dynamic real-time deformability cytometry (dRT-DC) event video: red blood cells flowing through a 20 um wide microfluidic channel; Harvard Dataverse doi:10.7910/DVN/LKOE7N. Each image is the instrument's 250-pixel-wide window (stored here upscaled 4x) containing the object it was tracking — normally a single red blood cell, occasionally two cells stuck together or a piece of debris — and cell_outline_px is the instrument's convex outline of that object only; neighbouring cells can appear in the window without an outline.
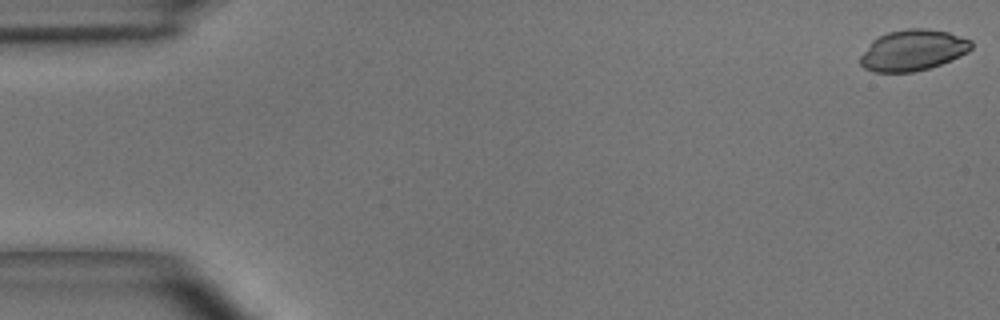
{"species": "common noctule bat (a hibernating species)", "species_latin": "Nyctalus noctula", "temperature_condition": "room temperature", "stored_images_in_passage": 50, "camera_frame_rate_fps": 3000, "um_per_image_px": 0.085, "animal": {"sex": "male", "body_mass_g": 15.6}, "frame": {"image": 1, "passage_image": 1, "time_ms": 0.0, "image_size_px": [1000, 320], "cell_outline_px": [[972, 48], [968, 52], [960, 56], [940, 64], [928, 68], [912, 72], [872, 72], [864, 68], [860, 64], [860, 56], [872, 40], [888, 32], [908, 28], [924, 28], [948, 32], [972, 40]], "centroid_in_image_um": [77.59, 4.27], "position_along_channel_um": 7.4, "area_um2": 26.47}}
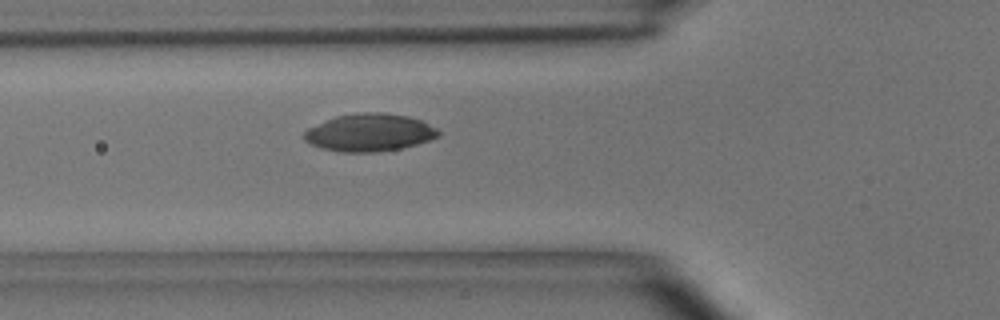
{"frame": {"image": 2, "passage_image": 18, "time_ms": 5.667, "image_size_px": [1000, 320], "cell_outline_px": [[440, 136], [432, 140], [400, 148], [376, 152], [340, 152], [320, 148], [304, 140], [304, 132], [308, 128], [336, 116], [364, 112], [384, 112], [408, 116], [420, 120], [436, 128], [440, 132]], "centroid_in_image_um": [31.42, 11.27], "position_along_channel_um": 94.4, "area_um2": 29.36}}
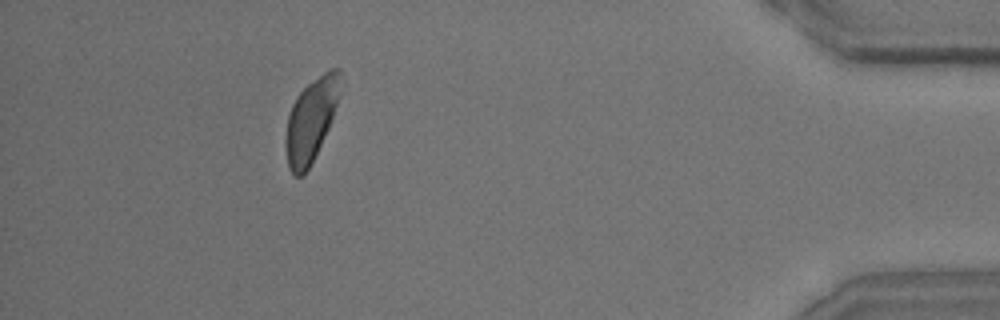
{"frame": {"image": 3, "passage_image": 46, "time_ms": 15.0, "image_size_px": [1000, 320], "cell_outline_px": [[340, 72], [336, 104], [328, 128], [308, 168], [300, 176], [296, 176], [288, 168], [284, 144], [284, 140], [288, 116], [292, 104], [296, 96], [308, 84], [328, 68], [340, 68]], "centroid_in_image_um": [26.38, 10.19], "position_along_channel_um": 408.8, "area_um2": 25.66}, "authors_computed_cell_mechanics": {"area_um2": 27.5706, "velocity_mm_per_s": 3.9443, "shape_relaxation_time_tau1_ms": 1.6633, "shape_relaxation_time_tau2_ms": null, "deformation_change_tau1": 0.0357, "deformation_change_tau2": null}}